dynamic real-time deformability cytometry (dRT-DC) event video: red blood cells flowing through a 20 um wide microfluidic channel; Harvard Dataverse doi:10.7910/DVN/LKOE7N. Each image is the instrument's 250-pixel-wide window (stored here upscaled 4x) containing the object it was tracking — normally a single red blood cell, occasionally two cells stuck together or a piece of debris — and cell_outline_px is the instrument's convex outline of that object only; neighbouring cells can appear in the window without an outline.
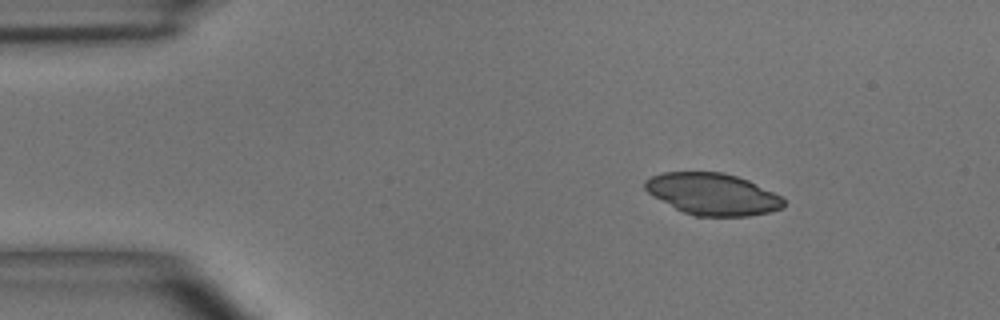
{"species": "common noctule bat (a hibernating species)", "species_latin": "Nyctalus noctula", "temperature_condition": "room temperature", "stored_images_in_passage": 5, "camera_frame_rate_fps": 3000, "um_per_image_px": 0.085, "animal": {"sex": "male", "body_mass_g": 15.6}, "frame": {"image": 1, "passage_image": 3, "time_ms": 2.333, "image_size_px": [1000, 320], "cell_outline_px": [[784, 208], [768, 212], [748, 216], [696, 216], [684, 212], [676, 208], [648, 192], [644, 188], [644, 180], [660, 172], [724, 172], [748, 180], [780, 196], [784, 200]], "centroid_in_image_um": [60.57, 16.49], "position_along_channel_um": 24.4, "area_um2": 33.41}}